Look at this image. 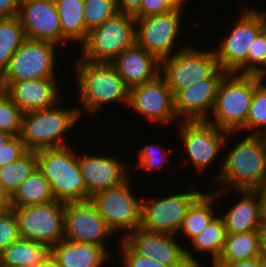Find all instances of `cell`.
I'll use <instances>...</instances> for the list:
<instances>
[{
    "label": "cell",
    "instance_id": "22",
    "mask_svg": "<svg viewBox=\"0 0 266 267\" xmlns=\"http://www.w3.org/2000/svg\"><path fill=\"white\" fill-rule=\"evenodd\" d=\"M110 63L129 89L152 81L160 74V61L137 44L123 50Z\"/></svg>",
    "mask_w": 266,
    "mask_h": 267
},
{
    "label": "cell",
    "instance_id": "55",
    "mask_svg": "<svg viewBox=\"0 0 266 267\" xmlns=\"http://www.w3.org/2000/svg\"><path fill=\"white\" fill-rule=\"evenodd\" d=\"M20 1H34V0H20ZM50 1H54V0H50Z\"/></svg>",
    "mask_w": 266,
    "mask_h": 267
},
{
    "label": "cell",
    "instance_id": "54",
    "mask_svg": "<svg viewBox=\"0 0 266 267\" xmlns=\"http://www.w3.org/2000/svg\"><path fill=\"white\" fill-rule=\"evenodd\" d=\"M264 141L266 143V133L263 135Z\"/></svg>",
    "mask_w": 266,
    "mask_h": 267
},
{
    "label": "cell",
    "instance_id": "39",
    "mask_svg": "<svg viewBox=\"0 0 266 267\" xmlns=\"http://www.w3.org/2000/svg\"><path fill=\"white\" fill-rule=\"evenodd\" d=\"M27 152L20 136H12L4 145L0 146V168L20 159Z\"/></svg>",
    "mask_w": 266,
    "mask_h": 267
},
{
    "label": "cell",
    "instance_id": "29",
    "mask_svg": "<svg viewBox=\"0 0 266 267\" xmlns=\"http://www.w3.org/2000/svg\"><path fill=\"white\" fill-rule=\"evenodd\" d=\"M261 257L258 231L227 234L223 251L216 262H234Z\"/></svg>",
    "mask_w": 266,
    "mask_h": 267
},
{
    "label": "cell",
    "instance_id": "45",
    "mask_svg": "<svg viewBox=\"0 0 266 267\" xmlns=\"http://www.w3.org/2000/svg\"><path fill=\"white\" fill-rule=\"evenodd\" d=\"M257 231L259 235L261 259L266 261V218H262Z\"/></svg>",
    "mask_w": 266,
    "mask_h": 267
},
{
    "label": "cell",
    "instance_id": "47",
    "mask_svg": "<svg viewBox=\"0 0 266 267\" xmlns=\"http://www.w3.org/2000/svg\"><path fill=\"white\" fill-rule=\"evenodd\" d=\"M256 190L259 194L261 201L262 218H266V183Z\"/></svg>",
    "mask_w": 266,
    "mask_h": 267
},
{
    "label": "cell",
    "instance_id": "20",
    "mask_svg": "<svg viewBox=\"0 0 266 267\" xmlns=\"http://www.w3.org/2000/svg\"><path fill=\"white\" fill-rule=\"evenodd\" d=\"M78 165L87 189V201L91 195L117 187L128 180L125 164L114 157L78 155Z\"/></svg>",
    "mask_w": 266,
    "mask_h": 267
},
{
    "label": "cell",
    "instance_id": "41",
    "mask_svg": "<svg viewBox=\"0 0 266 267\" xmlns=\"http://www.w3.org/2000/svg\"><path fill=\"white\" fill-rule=\"evenodd\" d=\"M173 9L167 0H141L140 7L133 13V16L144 18L166 13Z\"/></svg>",
    "mask_w": 266,
    "mask_h": 267
},
{
    "label": "cell",
    "instance_id": "36",
    "mask_svg": "<svg viewBox=\"0 0 266 267\" xmlns=\"http://www.w3.org/2000/svg\"><path fill=\"white\" fill-rule=\"evenodd\" d=\"M266 59V27L254 40L252 51H249L246 62L235 72L236 74L253 75Z\"/></svg>",
    "mask_w": 266,
    "mask_h": 267
},
{
    "label": "cell",
    "instance_id": "52",
    "mask_svg": "<svg viewBox=\"0 0 266 267\" xmlns=\"http://www.w3.org/2000/svg\"><path fill=\"white\" fill-rule=\"evenodd\" d=\"M256 267H266V261L260 260L259 263L256 265Z\"/></svg>",
    "mask_w": 266,
    "mask_h": 267
},
{
    "label": "cell",
    "instance_id": "24",
    "mask_svg": "<svg viewBox=\"0 0 266 267\" xmlns=\"http://www.w3.org/2000/svg\"><path fill=\"white\" fill-rule=\"evenodd\" d=\"M61 267H101L110 254L101 246L61 240L51 248Z\"/></svg>",
    "mask_w": 266,
    "mask_h": 267
},
{
    "label": "cell",
    "instance_id": "6",
    "mask_svg": "<svg viewBox=\"0 0 266 267\" xmlns=\"http://www.w3.org/2000/svg\"><path fill=\"white\" fill-rule=\"evenodd\" d=\"M136 44V18L117 12L103 24L91 29L82 43L81 59L110 63L123 50Z\"/></svg>",
    "mask_w": 266,
    "mask_h": 267
},
{
    "label": "cell",
    "instance_id": "15",
    "mask_svg": "<svg viewBox=\"0 0 266 267\" xmlns=\"http://www.w3.org/2000/svg\"><path fill=\"white\" fill-rule=\"evenodd\" d=\"M182 9L159 15L136 18V44L153 54L159 61L174 54V43L180 34Z\"/></svg>",
    "mask_w": 266,
    "mask_h": 267
},
{
    "label": "cell",
    "instance_id": "27",
    "mask_svg": "<svg viewBox=\"0 0 266 267\" xmlns=\"http://www.w3.org/2000/svg\"><path fill=\"white\" fill-rule=\"evenodd\" d=\"M53 200L50 184L37 167L11 195L10 207L34 206Z\"/></svg>",
    "mask_w": 266,
    "mask_h": 267
},
{
    "label": "cell",
    "instance_id": "46",
    "mask_svg": "<svg viewBox=\"0 0 266 267\" xmlns=\"http://www.w3.org/2000/svg\"><path fill=\"white\" fill-rule=\"evenodd\" d=\"M11 194L7 191L0 179V204L3 207H10Z\"/></svg>",
    "mask_w": 266,
    "mask_h": 267
},
{
    "label": "cell",
    "instance_id": "30",
    "mask_svg": "<svg viewBox=\"0 0 266 267\" xmlns=\"http://www.w3.org/2000/svg\"><path fill=\"white\" fill-rule=\"evenodd\" d=\"M26 39L18 16L0 18V75L7 69L10 59Z\"/></svg>",
    "mask_w": 266,
    "mask_h": 267
},
{
    "label": "cell",
    "instance_id": "8",
    "mask_svg": "<svg viewBox=\"0 0 266 267\" xmlns=\"http://www.w3.org/2000/svg\"><path fill=\"white\" fill-rule=\"evenodd\" d=\"M230 34L215 49L219 67L227 73H235L247 60L254 40L266 27L265 12L243 8Z\"/></svg>",
    "mask_w": 266,
    "mask_h": 267
},
{
    "label": "cell",
    "instance_id": "10",
    "mask_svg": "<svg viewBox=\"0 0 266 267\" xmlns=\"http://www.w3.org/2000/svg\"><path fill=\"white\" fill-rule=\"evenodd\" d=\"M11 208L18 220L20 238L50 248L64 239L65 203L53 200L45 204Z\"/></svg>",
    "mask_w": 266,
    "mask_h": 267
},
{
    "label": "cell",
    "instance_id": "38",
    "mask_svg": "<svg viewBox=\"0 0 266 267\" xmlns=\"http://www.w3.org/2000/svg\"><path fill=\"white\" fill-rule=\"evenodd\" d=\"M137 152L139 153L138 162L136 163L137 167L147 171L161 169L162 164L169 158L167 150L159 144H145Z\"/></svg>",
    "mask_w": 266,
    "mask_h": 267
},
{
    "label": "cell",
    "instance_id": "11",
    "mask_svg": "<svg viewBox=\"0 0 266 267\" xmlns=\"http://www.w3.org/2000/svg\"><path fill=\"white\" fill-rule=\"evenodd\" d=\"M128 182L99 191L89 199L114 233L128 234L141 226L142 197L133 195Z\"/></svg>",
    "mask_w": 266,
    "mask_h": 267
},
{
    "label": "cell",
    "instance_id": "42",
    "mask_svg": "<svg viewBox=\"0 0 266 267\" xmlns=\"http://www.w3.org/2000/svg\"><path fill=\"white\" fill-rule=\"evenodd\" d=\"M19 9L20 0H0V18L16 17Z\"/></svg>",
    "mask_w": 266,
    "mask_h": 267
},
{
    "label": "cell",
    "instance_id": "37",
    "mask_svg": "<svg viewBox=\"0 0 266 267\" xmlns=\"http://www.w3.org/2000/svg\"><path fill=\"white\" fill-rule=\"evenodd\" d=\"M19 238L18 220L14 209L3 207L0 210V252Z\"/></svg>",
    "mask_w": 266,
    "mask_h": 267
},
{
    "label": "cell",
    "instance_id": "26",
    "mask_svg": "<svg viewBox=\"0 0 266 267\" xmlns=\"http://www.w3.org/2000/svg\"><path fill=\"white\" fill-rule=\"evenodd\" d=\"M62 30V43L78 41L82 44L88 36L83 17V0H54Z\"/></svg>",
    "mask_w": 266,
    "mask_h": 267
},
{
    "label": "cell",
    "instance_id": "9",
    "mask_svg": "<svg viewBox=\"0 0 266 267\" xmlns=\"http://www.w3.org/2000/svg\"><path fill=\"white\" fill-rule=\"evenodd\" d=\"M56 46L49 41L26 39L1 75L3 89L13 81L56 79Z\"/></svg>",
    "mask_w": 266,
    "mask_h": 267
},
{
    "label": "cell",
    "instance_id": "21",
    "mask_svg": "<svg viewBox=\"0 0 266 267\" xmlns=\"http://www.w3.org/2000/svg\"><path fill=\"white\" fill-rule=\"evenodd\" d=\"M56 82L55 79L13 81L4 91L23 113H27L48 109L61 102Z\"/></svg>",
    "mask_w": 266,
    "mask_h": 267
},
{
    "label": "cell",
    "instance_id": "50",
    "mask_svg": "<svg viewBox=\"0 0 266 267\" xmlns=\"http://www.w3.org/2000/svg\"><path fill=\"white\" fill-rule=\"evenodd\" d=\"M185 1L187 2L188 0H167V2L175 9H183Z\"/></svg>",
    "mask_w": 266,
    "mask_h": 267
},
{
    "label": "cell",
    "instance_id": "14",
    "mask_svg": "<svg viewBox=\"0 0 266 267\" xmlns=\"http://www.w3.org/2000/svg\"><path fill=\"white\" fill-rule=\"evenodd\" d=\"M228 133L206 120L183 121L179 124V135L183 147L195 165L196 172H203L226 146ZM229 135V136H227Z\"/></svg>",
    "mask_w": 266,
    "mask_h": 267
},
{
    "label": "cell",
    "instance_id": "49",
    "mask_svg": "<svg viewBox=\"0 0 266 267\" xmlns=\"http://www.w3.org/2000/svg\"><path fill=\"white\" fill-rule=\"evenodd\" d=\"M260 82H264V79L266 78V59L262 66L253 74Z\"/></svg>",
    "mask_w": 266,
    "mask_h": 267
},
{
    "label": "cell",
    "instance_id": "1",
    "mask_svg": "<svg viewBox=\"0 0 266 267\" xmlns=\"http://www.w3.org/2000/svg\"><path fill=\"white\" fill-rule=\"evenodd\" d=\"M223 159L217 181L224 189L213 191L219 198L225 187L235 190H256L266 183V143L263 135H247L239 140ZM227 185V186H226Z\"/></svg>",
    "mask_w": 266,
    "mask_h": 267
},
{
    "label": "cell",
    "instance_id": "7",
    "mask_svg": "<svg viewBox=\"0 0 266 267\" xmlns=\"http://www.w3.org/2000/svg\"><path fill=\"white\" fill-rule=\"evenodd\" d=\"M214 50L179 48L160 61V75L166 80L173 96L181 89L210 78L219 69Z\"/></svg>",
    "mask_w": 266,
    "mask_h": 267
},
{
    "label": "cell",
    "instance_id": "40",
    "mask_svg": "<svg viewBox=\"0 0 266 267\" xmlns=\"http://www.w3.org/2000/svg\"><path fill=\"white\" fill-rule=\"evenodd\" d=\"M120 240L124 267H169L137 254L123 239L120 238Z\"/></svg>",
    "mask_w": 266,
    "mask_h": 267
},
{
    "label": "cell",
    "instance_id": "13",
    "mask_svg": "<svg viewBox=\"0 0 266 267\" xmlns=\"http://www.w3.org/2000/svg\"><path fill=\"white\" fill-rule=\"evenodd\" d=\"M173 234L148 232L138 228L124 234L123 240L139 255L151 258L169 267L200 266L198 260L181 243L173 239Z\"/></svg>",
    "mask_w": 266,
    "mask_h": 267
},
{
    "label": "cell",
    "instance_id": "34",
    "mask_svg": "<svg viewBox=\"0 0 266 267\" xmlns=\"http://www.w3.org/2000/svg\"><path fill=\"white\" fill-rule=\"evenodd\" d=\"M83 17L86 29L100 26L117 12L116 0H83Z\"/></svg>",
    "mask_w": 266,
    "mask_h": 267
},
{
    "label": "cell",
    "instance_id": "48",
    "mask_svg": "<svg viewBox=\"0 0 266 267\" xmlns=\"http://www.w3.org/2000/svg\"><path fill=\"white\" fill-rule=\"evenodd\" d=\"M39 267H61L59 262L55 259V257L50 254Z\"/></svg>",
    "mask_w": 266,
    "mask_h": 267
},
{
    "label": "cell",
    "instance_id": "53",
    "mask_svg": "<svg viewBox=\"0 0 266 267\" xmlns=\"http://www.w3.org/2000/svg\"><path fill=\"white\" fill-rule=\"evenodd\" d=\"M3 91H4V89H3L1 75H0V93H2Z\"/></svg>",
    "mask_w": 266,
    "mask_h": 267
},
{
    "label": "cell",
    "instance_id": "17",
    "mask_svg": "<svg viewBox=\"0 0 266 267\" xmlns=\"http://www.w3.org/2000/svg\"><path fill=\"white\" fill-rule=\"evenodd\" d=\"M128 106L153 123L166 124L177 118L174 96L160 74L152 81L131 88Z\"/></svg>",
    "mask_w": 266,
    "mask_h": 267
},
{
    "label": "cell",
    "instance_id": "16",
    "mask_svg": "<svg viewBox=\"0 0 266 267\" xmlns=\"http://www.w3.org/2000/svg\"><path fill=\"white\" fill-rule=\"evenodd\" d=\"M112 234L90 200L65 203L64 239L101 246L110 254L105 240Z\"/></svg>",
    "mask_w": 266,
    "mask_h": 267
},
{
    "label": "cell",
    "instance_id": "18",
    "mask_svg": "<svg viewBox=\"0 0 266 267\" xmlns=\"http://www.w3.org/2000/svg\"><path fill=\"white\" fill-rule=\"evenodd\" d=\"M226 74L219 68L210 78L181 89L174 96L176 116L183 117V121L207 120V112L212 113L219 84Z\"/></svg>",
    "mask_w": 266,
    "mask_h": 267
},
{
    "label": "cell",
    "instance_id": "32",
    "mask_svg": "<svg viewBox=\"0 0 266 267\" xmlns=\"http://www.w3.org/2000/svg\"><path fill=\"white\" fill-rule=\"evenodd\" d=\"M37 168V152L28 151L20 159L0 168V179L12 195Z\"/></svg>",
    "mask_w": 266,
    "mask_h": 267
},
{
    "label": "cell",
    "instance_id": "33",
    "mask_svg": "<svg viewBox=\"0 0 266 267\" xmlns=\"http://www.w3.org/2000/svg\"><path fill=\"white\" fill-rule=\"evenodd\" d=\"M252 130L250 135L266 133V84L260 82L254 90L250 110L245 127L242 131Z\"/></svg>",
    "mask_w": 266,
    "mask_h": 267
},
{
    "label": "cell",
    "instance_id": "5",
    "mask_svg": "<svg viewBox=\"0 0 266 267\" xmlns=\"http://www.w3.org/2000/svg\"><path fill=\"white\" fill-rule=\"evenodd\" d=\"M82 112L77 107L62 109L58 103L48 109L23 113L19 136L28 151L68 146L62 136L75 127Z\"/></svg>",
    "mask_w": 266,
    "mask_h": 267
},
{
    "label": "cell",
    "instance_id": "23",
    "mask_svg": "<svg viewBox=\"0 0 266 267\" xmlns=\"http://www.w3.org/2000/svg\"><path fill=\"white\" fill-rule=\"evenodd\" d=\"M242 197L222 218L226 234L257 231L262 221L261 201L257 190H236Z\"/></svg>",
    "mask_w": 266,
    "mask_h": 267
},
{
    "label": "cell",
    "instance_id": "3",
    "mask_svg": "<svg viewBox=\"0 0 266 267\" xmlns=\"http://www.w3.org/2000/svg\"><path fill=\"white\" fill-rule=\"evenodd\" d=\"M37 167L48 180L56 201H87V189L78 165V156L72 147L37 151Z\"/></svg>",
    "mask_w": 266,
    "mask_h": 267
},
{
    "label": "cell",
    "instance_id": "25",
    "mask_svg": "<svg viewBox=\"0 0 266 267\" xmlns=\"http://www.w3.org/2000/svg\"><path fill=\"white\" fill-rule=\"evenodd\" d=\"M50 254L48 245L19 238L0 252V267H39Z\"/></svg>",
    "mask_w": 266,
    "mask_h": 267
},
{
    "label": "cell",
    "instance_id": "43",
    "mask_svg": "<svg viewBox=\"0 0 266 267\" xmlns=\"http://www.w3.org/2000/svg\"><path fill=\"white\" fill-rule=\"evenodd\" d=\"M261 257L234 261V262H215L212 267H256Z\"/></svg>",
    "mask_w": 266,
    "mask_h": 267
},
{
    "label": "cell",
    "instance_id": "19",
    "mask_svg": "<svg viewBox=\"0 0 266 267\" xmlns=\"http://www.w3.org/2000/svg\"><path fill=\"white\" fill-rule=\"evenodd\" d=\"M18 17L27 39L62 44V30L54 1H20Z\"/></svg>",
    "mask_w": 266,
    "mask_h": 267
},
{
    "label": "cell",
    "instance_id": "44",
    "mask_svg": "<svg viewBox=\"0 0 266 267\" xmlns=\"http://www.w3.org/2000/svg\"><path fill=\"white\" fill-rule=\"evenodd\" d=\"M141 4V0H116L118 12L133 14Z\"/></svg>",
    "mask_w": 266,
    "mask_h": 267
},
{
    "label": "cell",
    "instance_id": "51",
    "mask_svg": "<svg viewBox=\"0 0 266 267\" xmlns=\"http://www.w3.org/2000/svg\"><path fill=\"white\" fill-rule=\"evenodd\" d=\"M11 137L12 135H10L9 133L0 131V146L4 145L5 142H7Z\"/></svg>",
    "mask_w": 266,
    "mask_h": 267
},
{
    "label": "cell",
    "instance_id": "31",
    "mask_svg": "<svg viewBox=\"0 0 266 267\" xmlns=\"http://www.w3.org/2000/svg\"><path fill=\"white\" fill-rule=\"evenodd\" d=\"M226 229L222 216L216 215L204 230L191 240V245L196 252H209L212 257V265L220 257L226 239Z\"/></svg>",
    "mask_w": 266,
    "mask_h": 267
},
{
    "label": "cell",
    "instance_id": "28",
    "mask_svg": "<svg viewBox=\"0 0 266 267\" xmlns=\"http://www.w3.org/2000/svg\"><path fill=\"white\" fill-rule=\"evenodd\" d=\"M217 196L211 192L202 193L189 207L178 233L182 232L191 241L200 234L216 216L212 207Z\"/></svg>",
    "mask_w": 266,
    "mask_h": 267
},
{
    "label": "cell",
    "instance_id": "12",
    "mask_svg": "<svg viewBox=\"0 0 266 267\" xmlns=\"http://www.w3.org/2000/svg\"><path fill=\"white\" fill-rule=\"evenodd\" d=\"M202 193L193 190L149 200L143 197L140 228L148 232L168 233L176 236L187 210Z\"/></svg>",
    "mask_w": 266,
    "mask_h": 267
},
{
    "label": "cell",
    "instance_id": "2",
    "mask_svg": "<svg viewBox=\"0 0 266 267\" xmlns=\"http://www.w3.org/2000/svg\"><path fill=\"white\" fill-rule=\"evenodd\" d=\"M76 63L79 100L88 115L96 114L102 106L112 102L128 105L130 89L111 63L81 58Z\"/></svg>",
    "mask_w": 266,
    "mask_h": 267
},
{
    "label": "cell",
    "instance_id": "35",
    "mask_svg": "<svg viewBox=\"0 0 266 267\" xmlns=\"http://www.w3.org/2000/svg\"><path fill=\"white\" fill-rule=\"evenodd\" d=\"M22 116L23 112L13 103L10 96L5 91L0 93V131L19 136Z\"/></svg>",
    "mask_w": 266,
    "mask_h": 267
},
{
    "label": "cell",
    "instance_id": "4",
    "mask_svg": "<svg viewBox=\"0 0 266 267\" xmlns=\"http://www.w3.org/2000/svg\"><path fill=\"white\" fill-rule=\"evenodd\" d=\"M260 81L254 75L227 73L219 84L216 102L206 121L228 133L241 131L248 118L251 99Z\"/></svg>",
    "mask_w": 266,
    "mask_h": 267
}]
</instances>
